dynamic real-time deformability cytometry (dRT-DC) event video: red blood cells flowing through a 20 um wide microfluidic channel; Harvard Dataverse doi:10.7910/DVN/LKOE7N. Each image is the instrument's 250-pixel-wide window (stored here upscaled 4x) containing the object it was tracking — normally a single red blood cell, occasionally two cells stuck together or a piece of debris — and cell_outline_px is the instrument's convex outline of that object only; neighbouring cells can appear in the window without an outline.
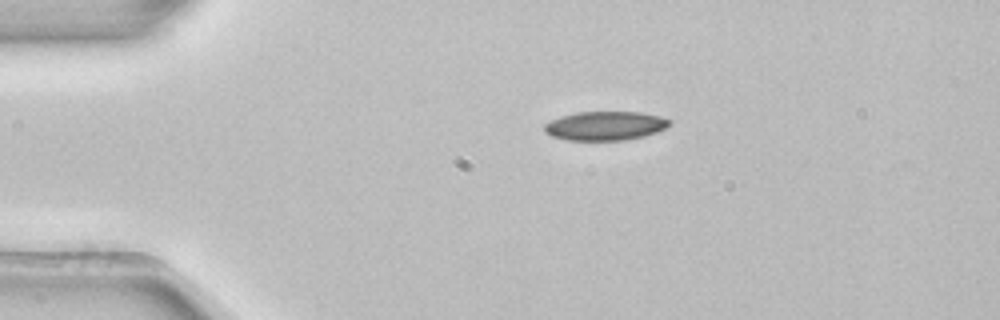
{"species": "common noctule bat (a hibernating species)", "species_latin": "Nyctalus noctula", "temperature_condition": "room temperature", "stored_images_in_passage": 2, "camera_frame_rate_fps": 3000, "um_per_image_px": 0.085, "animal": {"sex": "female", "body_mass_g": 22.7, "forearm_length_mm": 54.2}, "frame": {"image": 1, "passage_image": 1, "time_ms": 0.0, "image_size_px": [1000, 320], "cell_outline_px": [[672, 124], [656, 132], [644, 136], [624, 140], [568, 140], [552, 136], [544, 132], [544, 124], [560, 116], [576, 112], [640, 112], [660, 116], [672, 120]], "centroid_in_image_um": [51.45, 10.69], "position_along_channel_um": 33.6, "area_um2": 21.15}}